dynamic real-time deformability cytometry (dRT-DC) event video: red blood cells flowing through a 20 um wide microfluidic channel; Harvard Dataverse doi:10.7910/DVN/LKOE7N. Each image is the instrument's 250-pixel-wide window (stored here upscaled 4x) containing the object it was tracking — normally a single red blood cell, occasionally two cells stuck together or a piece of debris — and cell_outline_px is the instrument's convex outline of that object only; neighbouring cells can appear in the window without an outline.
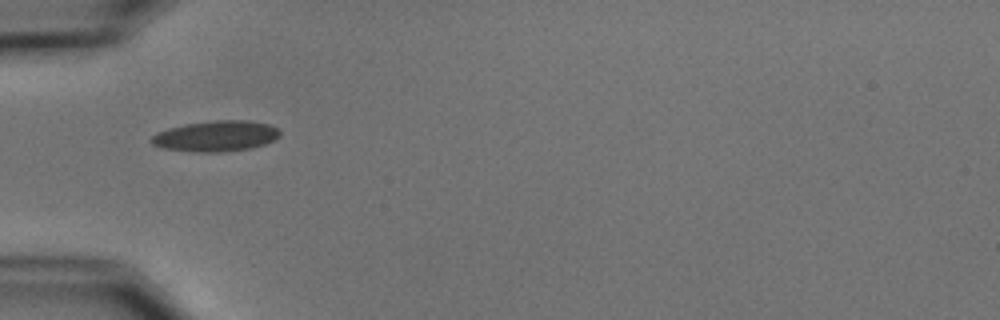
{"species": "common noctule bat (a hibernating species)", "species_latin": "Nyctalus noctula", "temperature_condition": "cold", "stored_images_in_passage": 3, "camera_frame_rate_fps": 3000, "um_per_image_px": 0.085, "animal": {"sex": "male", "body_mass_g": 15.6}, "frame": {"image": 1, "passage_image": 1, "time_ms": 0.0, "image_size_px": [1000, 320], "cell_outline_px": [[280, 136], [264, 144], [248, 148], [220, 152], [192, 152], [164, 148], [152, 144], [148, 140], [156, 132], [168, 128], [184, 124], [216, 120], [248, 120], [268, 124], [276, 128], [280, 132]], "centroid_in_image_um": [18.3, 11.56], "position_along_channel_um": 66.7, "area_um2": 22.95}}